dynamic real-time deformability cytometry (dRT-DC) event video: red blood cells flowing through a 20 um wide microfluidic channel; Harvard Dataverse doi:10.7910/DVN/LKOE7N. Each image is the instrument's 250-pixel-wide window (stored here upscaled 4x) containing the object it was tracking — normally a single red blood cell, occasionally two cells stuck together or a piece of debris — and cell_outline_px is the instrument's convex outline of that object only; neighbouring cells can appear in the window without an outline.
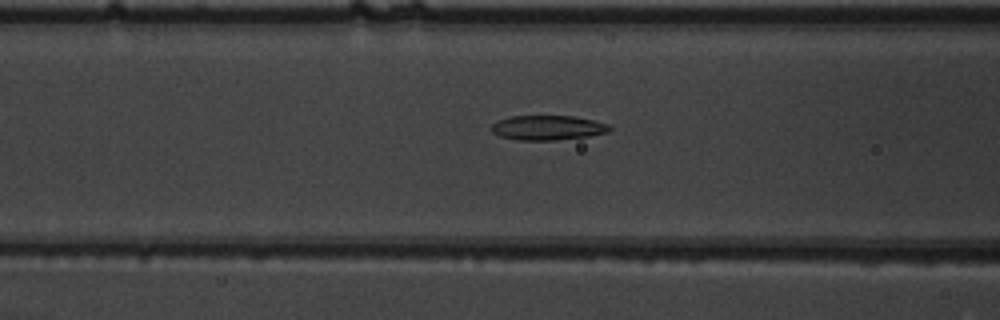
{"species": "common noctule bat (a hibernating species)", "species_latin": "Nyctalus noctula", "temperature_condition": "warm", "stored_images_in_passage": 38, "camera_frame_rate_fps": 3000, "um_per_image_px": 0.085, "animal": {"sex": "male", "body_mass_g": 19.5, "forearm_length_mm": 54.6}, "frame": {"image": 1, "passage_image": 7, "time_ms": 2.0, "image_size_px": [1000, 320], "cell_outline_px": [[612, 128], [608, 132], [588, 136], [556, 140], [516, 140], [500, 136], [492, 132], [492, 124], [496, 120], [508, 116], [572, 116], [592, 120], [608, 124]], "centroid_in_image_um": [46.52, 10.85], "position_along_channel_um": 120.1, "area_um2": 16.99}}
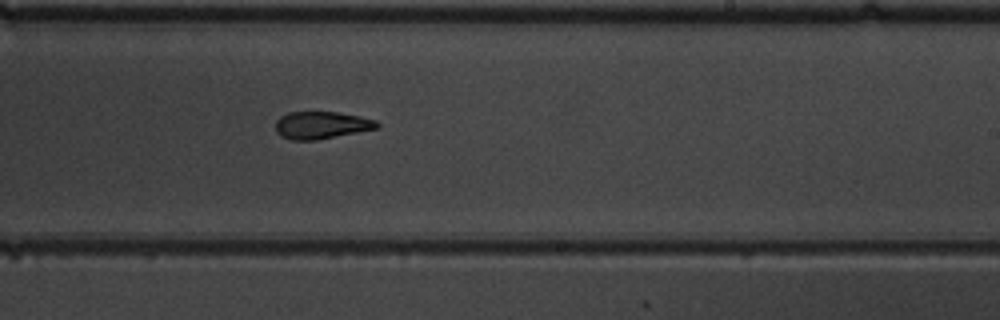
{"frame": {"image": 2, "passage_image": 18, "time_ms": 5.667, "image_size_px": [1000, 320], "cell_outline_px": [[380, 124], [376, 128], [316, 140], [292, 140], [280, 136], [276, 132], [276, 120], [280, 116], [288, 112], [336, 112], [360, 116], [376, 120]], "centroid_in_image_um": [27.28, 10.63], "position_along_channel_um": 261.7, "area_um2": 16.07}}
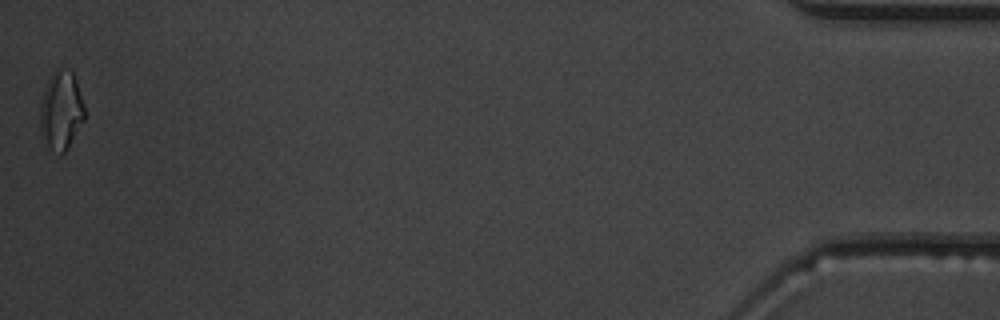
{"frame": {"image": 3, "passage_image": 38, "time_ms": 12.333, "image_size_px": [1000, 320], "cell_outline_px": [[84, 120], [68, 148], [64, 152], [60, 152], [48, 144], [40, 132], [40, 104], [48, 80], [52, 72], [56, 68], [60, 68], [72, 72], [76, 80], [84, 104]], "centroid_in_image_um": [5.2, 9.34], "position_along_channel_um": 430.0, "area_um2": 19.94}, "authors_computed_cell_mechanics": {"area_um2": 17.2244, "velocity_mm_per_s": 3.8678, "shape_relaxation_time_tau1_ms": null, "shape_relaxation_time_tau2_ms": 2.588, "deformation_change_tau1": null, "deformation_change_tau2": 0.1025}}